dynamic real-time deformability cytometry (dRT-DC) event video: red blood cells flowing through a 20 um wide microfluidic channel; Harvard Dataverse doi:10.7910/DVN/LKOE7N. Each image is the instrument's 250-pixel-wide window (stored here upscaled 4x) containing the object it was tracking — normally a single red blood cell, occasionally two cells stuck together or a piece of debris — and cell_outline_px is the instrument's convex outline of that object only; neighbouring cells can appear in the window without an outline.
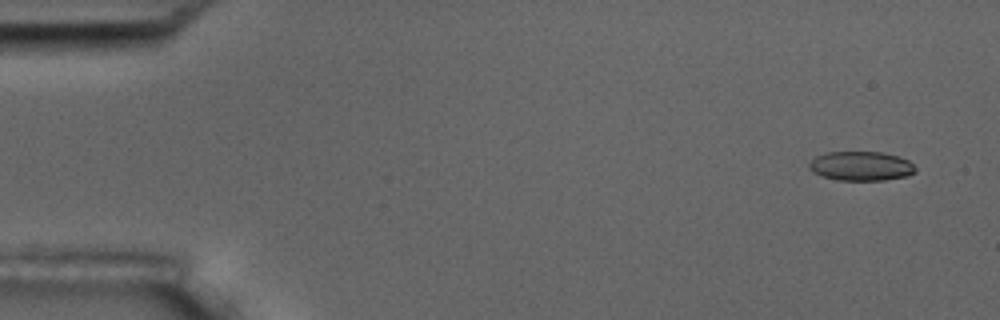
{"species": "common noctule bat (a hibernating species)", "species_latin": "Nyctalus noctula", "temperature_condition": "room temperature", "stored_images_in_passage": 6, "camera_frame_rate_fps": 3000, "um_per_image_px": 0.085, "animal": {"sex": "male", "body_mass_g": 17.5, "forearm_length_mm": 52.3}, "frame": {"image": 1, "passage_image": 1, "time_ms": 0.0, "image_size_px": [1000, 320], "cell_outline_px": [[916, 172], [908, 176], [884, 180], [840, 180], [824, 176], [812, 172], [808, 168], [808, 164], [816, 156], [828, 152], [880, 152], [896, 156], [908, 160], [916, 168]], "centroid_in_image_um": [73.19, 14.12], "position_along_channel_um": 11.8, "area_um2": 18.03}}
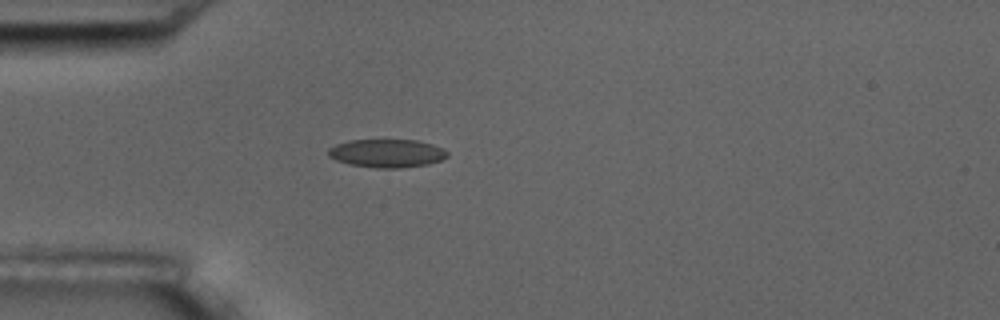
{"frame": {"image": 2, "passage_image": 4, "time_ms": 4.333, "image_size_px": [1000, 320], "cell_outline_px": [[448, 156], [440, 160], [428, 164], [400, 168], [376, 168], [348, 164], [336, 160], [328, 156], [328, 148], [336, 144], [348, 140], [416, 140], [432, 144], [444, 148], [448, 152]], "centroid_in_image_um": [32.88, 13.03], "position_along_channel_um": 52.1, "area_um2": 19.71}}